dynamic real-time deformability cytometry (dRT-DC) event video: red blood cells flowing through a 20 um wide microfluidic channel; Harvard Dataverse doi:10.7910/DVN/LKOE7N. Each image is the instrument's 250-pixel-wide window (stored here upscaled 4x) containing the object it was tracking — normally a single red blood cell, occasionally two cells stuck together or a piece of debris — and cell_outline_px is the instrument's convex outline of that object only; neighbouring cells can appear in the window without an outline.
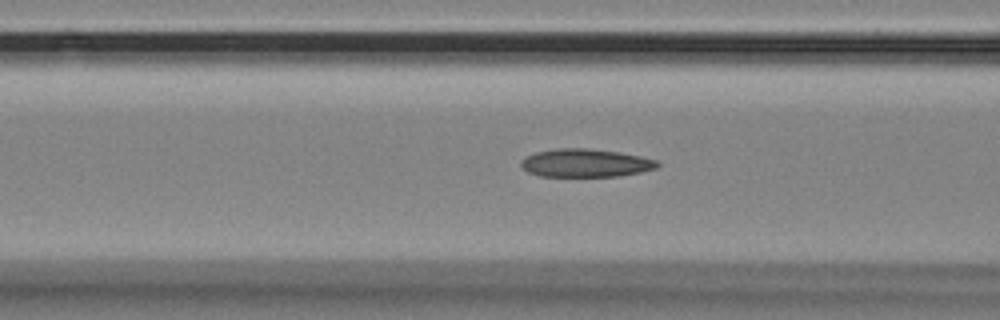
{"species": "Egyptian fruit bat (a non-hibernating species)", "species_latin": "Rousettus aegyptiacus", "temperature_condition": "room temperature", "stored_images_in_passage": 45, "camera_frame_rate_fps": 3000, "um_per_image_px": 0.085, "animal": {"sex": "female"}, "frame": {"image": 1, "passage_image": 21, "time_ms": 6.667, "image_size_px": [1000, 320], "cell_outline_px": [[660, 164], [656, 168], [640, 172], [620, 176], [540, 176], [528, 172], [520, 164], [524, 156], [536, 152], [556, 148], [588, 148], [620, 152], [640, 156], [656, 160]], "centroid_in_image_um": [49.76, 13.85], "position_along_channel_um": 116.8, "area_um2": 22.37}}
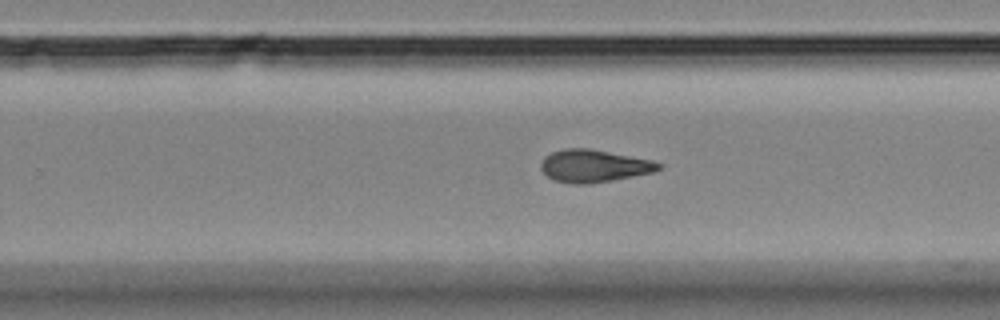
{"frame": {"image": 2, "passage_image": 35, "time_ms": 11.333, "image_size_px": [1000, 320], "cell_outline_px": [[664, 164], [660, 168], [652, 172], [612, 180], [588, 184], [572, 184], [552, 180], [540, 168], [540, 164], [544, 156], [552, 152], [564, 148], [588, 148], [652, 160]], "centroid_in_image_um": [50.44, 14.1], "position_along_channel_um": 279.4, "area_um2": 22.25}}
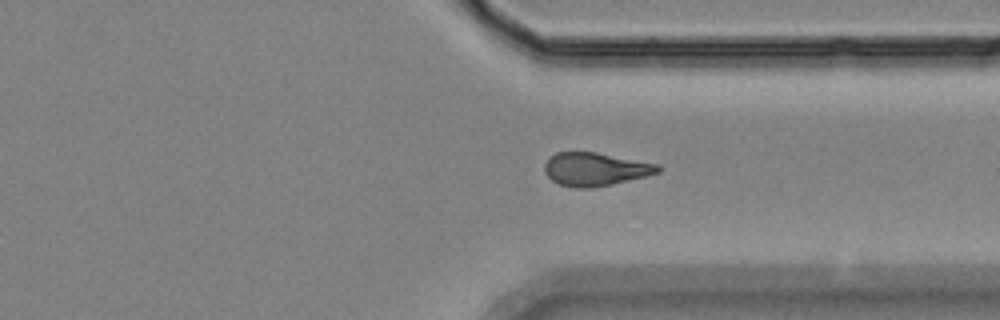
{"frame": {"image": 3, "passage_image": 42, "time_ms": 13.667, "image_size_px": [1000, 320], "cell_outline_px": [[664, 168], [660, 172], [612, 184], [588, 188], [572, 188], [560, 184], [552, 180], [544, 172], [544, 164], [556, 152], [596, 152], [660, 164]], "centroid_in_image_um": [50.62, 14.38], "position_along_channel_um": 360.8, "area_um2": 21.96}}